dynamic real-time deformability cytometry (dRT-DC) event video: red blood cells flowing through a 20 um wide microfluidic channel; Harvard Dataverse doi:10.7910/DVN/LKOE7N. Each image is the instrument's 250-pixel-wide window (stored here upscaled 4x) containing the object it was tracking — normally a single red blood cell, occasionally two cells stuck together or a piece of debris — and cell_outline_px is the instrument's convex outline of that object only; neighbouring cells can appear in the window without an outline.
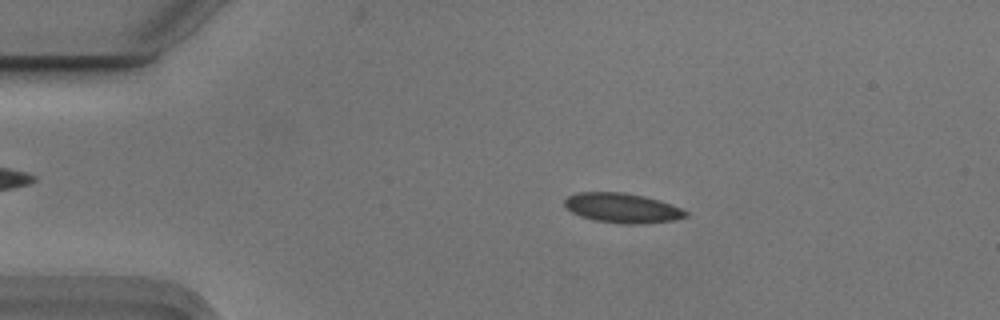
{"species": "Egyptian fruit bat (a non-hibernating species)", "species_latin": "Rousettus aegyptiacus", "temperature_condition": "cold", "stored_images_in_passage": 54, "camera_frame_rate_fps": 3000, "um_per_image_px": 0.085, "animal": {"sex": "male"}, "frame": {"image": 1, "passage_image": 10, "time_ms": 3.0, "image_size_px": [1000, 320], "cell_outline_px": [[688, 216], [672, 220], [640, 224], [620, 224], [596, 220], [580, 216], [572, 212], [564, 204], [564, 200], [568, 196], [576, 192], [624, 192], [644, 196], [660, 200], [680, 208], [688, 212]], "centroid_in_image_um": [52.88, 17.67], "position_along_channel_um": 32.1, "area_um2": 20.92}}
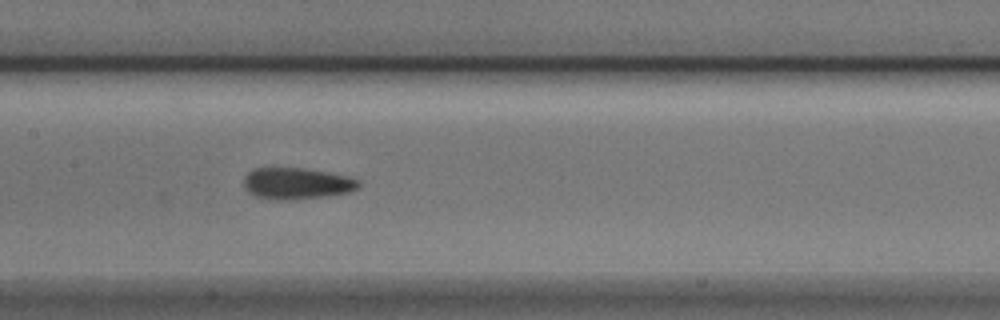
{"frame": {"image": 2, "passage_image": 26, "time_ms": 8.333, "image_size_px": [1000, 320], "cell_outline_px": [[360, 184], [352, 192], [328, 196], [292, 200], [268, 200], [256, 196], [248, 192], [244, 188], [244, 176], [252, 168], [304, 168], [348, 176], [360, 180]], "centroid_in_image_um": [25.2, 15.61], "position_along_channel_um": 182.2, "area_um2": 21.39}}
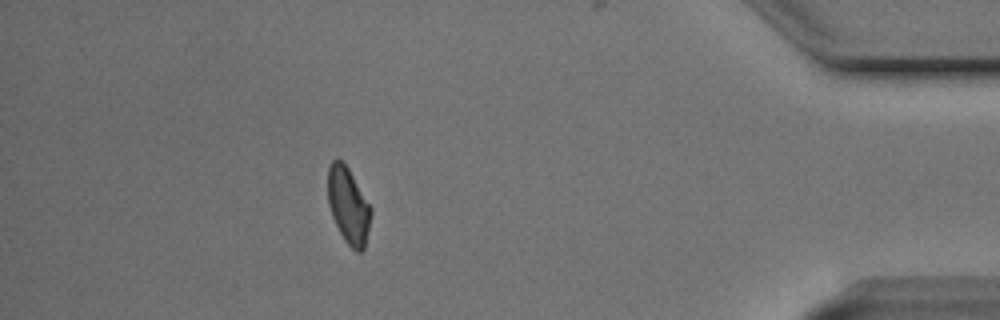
{"frame": {"image": 3, "passage_image": 48, "time_ms": 15.667, "image_size_px": [1000, 320], "cell_outline_px": [[372, 212], [364, 248], [360, 252], [356, 252], [344, 240], [332, 216], [328, 204], [328, 168], [332, 160], [340, 160], [348, 168], [372, 208]], "centroid_in_image_um": [29.61, 17.48], "position_along_channel_um": 405.6, "area_um2": 18.9}, "authors_computed_cell_mechanics": {"area_um2": 20.5479, "velocity_mm_per_s": 3.7246, "shape_relaxation_time_tau1_ms": 3.0702, "shape_relaxation_time_tau2_ms": 2.0094, "deformation_change_tau1": 0.0927, "deformation_change_tau2": 0.0603}}